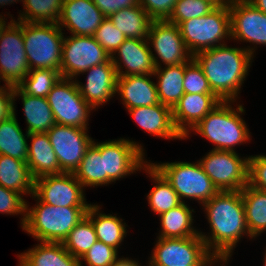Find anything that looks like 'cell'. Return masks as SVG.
<instances>
[{
    "mask_svg": "<svg viewBox=\"0 0 266 266\" xmlns=\"http://www.w3.org/2000/svg\"><path fill=\"white\" fill-rule=\"evenodd\" d=\"M202 209L211 231L207 235L199 230V235L208 251L227 266L241 238L254 240L248 232L241 191H219Z\"/></svg>",
    "mask_w": 266,
    "mask_h": 266,
    "instance_id": "obj_1",
    "label": "cell"
},
{
    "mask_svg": "<svg viewBox=\"0 0 266 266\" xmlns=\"http://www.w3.org/2000/svg\"><path fill=\"white\" fill-rule=\"evenodd\" d=\"M193 58L201 66L212 92L221 101L237 102L255 57L243 47L225 43L200 51Z\"/></svg>",
    "mask_w": 266,
    "mask_h": 266,
    "instance_id": "obj_2",
    "label": "cell"
},
{
    "mask_svg": "<svg viewBox=\"0 0 266 266\" xmlns=\"http://www.w3.org/2000/svg\"><path fill=\"white\" fill-rule=\"evenodd\" d=\"M234 102L221 101L189 131L184 140L189 139L193 132L211 142L214 145L212 150L237 152L235 146L248 143L252 138H250L251 132L242 118V115H245V108L242 104L237 105V103L235 108Z\"/></svg>",
    "mask_w": 266,
    "mask_h": 266,
    "instance_id": "obj_3",
    "label": "cell"
},
{
    "mask_svg": "<svg viewBox=\"0 0 266 266\" xmlns=\"http://www.w3.org/2000/svg\"><path fill=\"white\" fill-rule=\"evenodd\" d=\"M36 204L27 203L23 231L37 242H63L69 232L86 216L88 207H59L41 202L34 194Z\"/></svg>",
    "mask_w": 266,
    "mask_h": 266,
    "instance_id": "obj_4",
    "label": "cell"
},
{
    "mask_svg": "<svg viewBox=\"0 0 266 266\" xmlns=\"http://www.w3.org/2000/svg\"><path fill=\"white\" fill-rule=\"evenodd\" d=\"M26 57L31 69H54L61 73L64 32L56 23L22 22Z\"/></svg>",
    "mask_w": 266,
    "mask_h": 266,
    "instance_id": "obj_5",
    "label": "cell"
},
{
    "mask_svg": "<svg viewBox=\"0 0 266 266\" xmlns=\"http://www.w3.org/2000/svg\"><path fill=\"white\" fill-rule=\"evenodd\" d=\"M149 162L166 178L178 194L181 202L195 200L199 205L209 201L219 192L204 172L200 162ZM185 199V200H184Z\"/></svg>",
    "mask_w": 266,
    "mask_h": 266,
    "instance_id": "obj_6",
    "label": "cell"
},
{
    "mask_svg": "<svg viewBox=\"0 0 266 266\" xmlns=\"http://www.w3.org/2000/svg\"><path fill=\"white\" fill-rule=\"evenodd\" d=\"M179 30L189 52L196 53L231 40L229 5L215 7L202 17L181 22Z\"/></svg>",
    "mask_w": 266,
    "mask_h": 266,
    "instance_id": "obj_7",
    "label": "cell"
},
{
    "mask_svg": "<svg viewBox=\"0 0 266 266\" xmlns=\"http://www.w3.org/2000/svg\"><path fill=\"white\" fill-rule=\"evenodd\" d=\"M155 242L146 266H222L199 234L184 238L157 237Z\"/></svg>",
    "mask_w": 266,
    "mask_h": 266,
    "instance_id": "obj_8",
    "label": "cell"
},
{
    "mask_svg": "<svg viewBox=\"0 0 266 266\" xmlns=\"http://www.w3.org/2000/svg\"><path fill=\"white\" fill-rule=\"evenodd\" d=\"M226 150H210L198 160L219 191H241L248 184V159Z\"/></svg>",
    "mask_w": 266,
    "mask_h": 266,
    "instance_id": "obj_9",
    "label": "cell"
},
{
    "mask_svg": "<svg viewBox=\"0 0 266 266\" xmlns=\"http://www.w3.org/2000/svg\"><path fill=\"white\" fill-rule=\"evenodd\" d=\"M56 124L89 128L94 109L81 96L75 79L61 77L46 97Z\"/></svg>",
    "mask_w": 266,
    "mask_h": 266,
    "instance_id": "obj_10",
    "label": "cell"
},
{
    "mask_svg": "<svg viewBox=\"0 0 266 266\" xmlns=\"http://www.w3.org/2000/svg\"><path fill=\"white\" fill-rule=\"evenodd\" d=\"M111 59L109 53L93 36H64L61 59V76L77 79L82 72Z\"/></svg>",
    "mask_w": 266,
    "mask_h": 266,
    "instance_id": "obj_11",
    "label": "cell"
},
{
    "mask_svg": "<svg viewBox=\"0 0 266 266\" xmlns=\"http://www.w3.org/2000/svg\"><path fill=\"white\" fill-rule=\"evenodd\" d=\"M145 149L140 142L129 138L101 141V156H104V174L113 182L142 171L148 163ZM137 171V172H136Z\"/></svg>",
    "mask_w": 266,
    "mask_h": 266,
    "instance_id": "obj_12",
    "label": "cell"
},
{
    "mask_svg": "<svg viewBox=\"0 0 266 266\" xmlns=\"http://www.w3.org/2000/svg\"><path fill=\"white\" fill-rule=\"evenodd\" d=\"M0 37V80L17 86L30 71L23 41L22 22L9 20Z\"/></svg>",
    "mask_w": 266,
    "mask_h": 266,
    "instance_id": "obj_13",
    "label": "cell"
},
{
    "mask_svg": "<svg viewBox=\"0 0 266 266\" xmlns=\"http://www.w3.org/2000/svg\"><path fill=\"white\" fill-rule=\"evenodd\" d=\"M147 40L150 50L155 53L152 51L155 67L184 64L193 58L183 41L179 26L168 20L153 21Z\"/></svg>",
    "mask_w": 266,
    "mask_h": 266,
    "instance_id": "obj_14",
    "label": "cell"
},
{
    "mask_svg": "<svg viewBox=\"0 0 266 266\" xmlns=\"http://www.w3.org/2000/svg\"><path fill=\"white\" fill-rule=\"evenodd\" d=\"M74 173L44 175L34 179L33 194L43 203L59 207H89L86 193Z\"/></svg>",
    "mask_w": 266,
    "mask_h": 266,
    "instance_id": "obj_15",
    "label": "cell"
},
{
    "mask_svg": "<svg viewBox=\"0 0 266 266\" xmlns=\"http://www.w3.org/2000/svg\"><path fill=\"white\" fill-rule=\"evenodd\" d=\"M88 129L55 124L47 132L61 173H74L78 169L87 148L93 142Z\"/></svg>",
    "mask_w": 266,
    "mask_h": 266,
    "instance_id": "obj_16",
    "label": "cell"
},
{
    "mask_svg": "<svg viewBox=\"0 0 266 266\" xmlns=\"http://www.w3.org/2000/svg\"><path fill=\"white\" fill-rule=\"evenodd\" d=\"M229 11L231 41L249 42L244 48L255 57L257 46H266V14L250 2L229 3Z\"/></svg>",
    "mask_w": 266,
    "mask_h": 266,
    "instance_id": "obj_17",
    "label": "cell"
},
{
    "mask_svg": "<svg viewBox=\"0 0 266 266\" xmlns=\"http://www.w3.org/2000/svg\"><path fill=\"white\" fill-rule=\"evenodd\" d=\"M81 74L87 76L84 84L75 79L79 92L95 111L116 96L118 74L111 59Z\"/></svg>",
    "mask_w": 266,
    "mask_h": 266,
    "instance_id": "obj_18",
    "label": "cell"
},
{
    "mask_svg": "<svg viewBox=\"0 0 266 266\" xmlns=\"http://www.w3.org/2000/svg\"><path fill=\"white\" fill-rule=\"evenodd\" d=\"M105 18L92 0H64L57 24L69 34L93 36Z\"/></svg>",
    "mask_w": 266,
    "mask_h": 266,
    "instance_id": "obj_19",
    "label": "cell"
},
{
    "mask_svg": "<svg viewBox=\"0 0 266 266\" xmlns=\"http://www.w3.org/2000/svg\"><path fill=\"white\" fill-rule=\"evenodd\" d=\"M111 60L118 76L154 74L156 69L148 40L126 38Z\"/></svg>",
    "mask_w": 266,
    "mask_h": 266,
    "instance_id": "obj_20",
    "label": "cell"
},
{
    "mask_svg": "<svg viewBox=\"0 0 266 266\" xmlns=\"http://www.w3.org/2000/svg\"><path fill=\"white\" fill-rule=\"evenodd\" d=\"M220 102L215 94L184 93L172 109L176 130L184 138Z\"/></svg>",
    "mask_w": 266,
    "mask_h": 266,
    "instance_id": "obj_21",
    "label": "cell"
},
{
    "mask_svg": "<svg viewBox=\"0 0 266 266\" xmlns=\"http://www.w3.org/2000/svg\"><path fill=\"white\" fill-rule=\"evenodd\" d=\"M129 112L134 122L151 136L167 140H184L176 130L173 119L172 109L161 103L147 107H136L126 110Z\"/></svg>",
    "mask_w": 266,
    "mask_h": 266,
    "instance_id": "obj_22",
    "label": "cell"
},
{
    "mask_svg": "<svg viewBox=\"0 0 266 266\" xmlns=\"http://www.w3.org/2000/svg\"><path fill=\"white\" fill-rule=\"evenodd\" d=\"M152 77L153 74L118 76L116 94L127 110L160 103Z\"/></svg>",
    "mask_w": 266,
    "mask_h": 266,
    "instance_id": "obj_23",
    "label": "cell"
},
{
    "mask_svg": "<svg viewBox=\"0 0 266 266\" xmlns=\"http://www.w3.org/2000/svg\"><path fill=\"white\" fill-rule=\"evenodd\" d=\"M17 266H80V259L72 256L62 242H38L27 251L17 254Z\"/></svg>",
    "mask_w": 266,
    "mask_h": 266,
    "instance_id": "obj_24",
    "label": "cell"
},
{
    "mask_svg": "<svg viewBox=\"0 0 266 266\" xmlns=\"http://www.w3.org/2000/svg\"><path fill=\"white\" fill-rule=\"evenodd\" d=\"M28 139L27 165L34 179L44 176L61 174L57 156L50 143L47 133H30Z\"/></svg>",
    "mask_w": 266,
    "mask_h": 266,
    "instance_id": "obj_25",
    "label": "cell"
},
{
    "mask_svg": "<svg viewBox=\"0 0 266 266\" xmlns=\"http://www.w3.org/2000/svg\"><path fill=\"white\" fill-rule=\"evenodd\" d=\"M21 98L23 113L27 123L26 131L30 133H47L56 123L51 107L44 97L31 96L24 93L18 86L13 87V104Z\"/></svg>",
    "mask_w": 266,
    "mask_h": 266,
    "instance_id": "obj_26",
    "label": "cell"
},
{
    "mask_svg": "<svg viewBox=\"0 0 266 266\" xmlns=\"http://www.w3.org/2000/svg\"><path fill=\"white\" fill-rule=\"evenodd\" d=\"M100 206L102 205L92 203L88 207L86 216L91 220L95 228L97 239L119 251V247L128 234V225L123 221L124 219L116 214L101 212L102 207Z\"/></svg>",
    "mask_w": 266,
    "mask_h": 266,
    "instance_id": "obj_27",
    "label": "cell"
},
{
    "mask_svg": "<svg viewBox=\"0 0 266 266\" xmlns=\"http://www.w3.org/2000/svg\"><path fill=\"white\" fill-rule=\"evenodd\" d=\"M186 203L187 201L182 202L177 207L159 215L161 226L157 237L184 238L199 234V229L193 226L195 211Z\"/></svg>",
    "mask_w": 266,
    "mask_h": 266,
    "instance_id": "obj_28",
    "label": "cell"
},
{
    "mask_svg": "<svg viewBox=\"0 0 266 266\" xmlns=\"http://www.w3.org/2000/svg\"><path fill=\"white\" fill-rule=\"evenodd\" d=\"M185 63L172 66L156 67L153 78L156 79V88L159 102L171 109L184 95L183 82ZM157 76V77H156Z\"/></svg>",
    "mask_w": 266,
    "mask_h": 266,
    "instance_id": "obj_29",
    "label": "cell"
},
{
    "mask_svg": "<svg viewBox=\"0 0 266 266\" xmlns=\"http://www.w3.org/2000/svg\"><path fill=\"white\" fill-rule=\"evenodd\" d=\"M0 185L21 195H33L34 178L26 161L0 155Z\"/></svg>",
    "mask_w": 266,
    "mask_h": 266,
    "instance_id": "obj_30",
    "label": "cell"
},
{
    "mask_svg": "<svg viewBox=\"0 0 266 266\" xmlns=\"http://www.w3.org/2000/svg\"><path fill=\"white\" fill-rule=\"evenodd\" d=\"M143 170L154 184L147 194L148 205L154 214L159 216L182 203L171 184L150 162Z\"/></svg>",
    "mask_w": 266,
    "mask_h": 266,
    "instance_id": "obj_31",
    "label": "cell"
},
{
    "mask_svg": "<svg viewBox=\"0 0 266 266\" xmlns=\"http://www.w3.org/2000/svg\"><path fill=\"white\" fill-rule=\"evenodd\" d=\"M74 175L84 189L107 186L113 183L107 174H104V156H101V142H95L93 139Z\"/></svg>",
    "mask_w": 266,
    "mask_h": 266,
    "instance_id": "obj_32",
    "label": "cell"
},
{
    "mask_svg": "<svg viewBox=\"0 0 266 266\" xmlns=\"http://www.w3.org/2000/svg\"><path fill=\"white\" fill-rule=\"evenodd\" d=\"M16 114V106L13 104V115L9 119L0 122V155L26 161L29 133L27 131L25 134L23 133Z\"/></svg>",
    "mask_w": 266,
    "mask_h": 266,
    "instance_id": "obj_33",
    "label": "cell"
},
{
    "mask_svg": "<svg viewBox=\"0 0 266 266\" xmlns=\"http://www.w3.org/2000/svg\"><path fill=\"white\" fill-rule=\"evenodd\" d=\"M126 38L147 40L152 22L148 13L138 4L123 8L108 17Z\"/></svg>",
    "mask_w": 266,
    "mask_h": 266,
    "instance_id": "obj_34",
    "label": "cell"
},
{
    "mask_svg": "<svg viewBox=\"0 0 266 266\" xmlns=\"http://www.w3.org/2000/svg\"><path fill=\"white\" fill-rule=\"evenodd\" d=\"M246 223L250 236L255 240L266 231V191L246 185L241 190Z\"/></svg>",
    "mask_w": 266,
    "mask_h": 266,
    "instance_id": "obj_35",
    "label": "cell"
},
{
    "mask_svg": "<svg viewBox=\"0 0 266 266\" xmlns=\"http://www.w3.org/2000/svg\"><path fill=\"white\" fill-rule=\"evenodd\" d=\"M63 4L64 0H24L16 21L57 24Z\"/></svg>",
    "mask_w": 266,
    "mask_h": 266,
    "instance_id": "obj_36",
    "label": "cell"
},
{
    "mask_svg": "<svg viewBox=\"0 0 266 266\" xmlns=\"http://www.w3.org/2000/svg\"><path fill=\"white\" fill-rule=\"evenodd\" d=\"M95 228L85 216L62 242L65 249L75 258L80 259L97 241Z\"/></svg>",
    "mask_w": 266,
    "mask_h": 266,
    "instance_id": "obj_37",
    "label": "cell"
},
{
    "mask_svg": "<svg viewBox=\"0 0 266 266\" xmlns=\"http://www.w3.org/2000/svg\"><path fill=\"white\" fill-rule=\"evenodd\" d=\"M61 77L54 69H31L17 86L28 95L46 98Z\"/></svg>",
    "mask_w": 266,
    "mask_h": 266,
    "instance_id": "obj_38",
    "label": "cell"
},
{
    "mask_svg": "<svg viewBox=\"0 0 266 266\" xmlns=\"http://www.w3.org/2000/svg\"><path fill=\"white\" fill-rule=\"evenodd\" d=\"M214 8L207 0H177L168 21L179 25L183 21L205 16Z\"/></svg>",
    "mask_w": 266,
    "mask_h": 266,
    "instance_id": "obj_39",
    "label": "cell"
},
{
    "mask_svg": "<svg viewBox=\"0 0 266 266\" xmlns=\"http://www.w3.org/2000/svg\"><path fill=\"white\" fill-rule=\"evenodd\" d=\"M183 89L191 94H214L201 66L192 58L185 63Z\"/></svg>",
    "mask_w": 266,
    "mask_h": 266,
    "instance_id": "obj_40",
    "label": "cell"
},
{
    "mask_svg": "<svg viewBox=\"0 0 266 266\" xmlns=\"http://www.w3.org/2000/svg\"><path fill=\"white\" fill-rule=\"evenodd\" d=\"M119 251L114 247L97 240L80 258V266H113L119 259Z\"/></svg>",
    "mask_w": 266,
    "mask_h": 266,
    "instance_id": "obj_41",
    "label": "cell"
},
{
    "mask_svg": "<svg viewBox=\"0 0 266 266\" xmlns=\"http://www.w3.org/2000/svg\"><path fill=\"white\" fill-rule=\"evenodd\" d=\"M27 200L23 195L0 185V213L21 216L20 228H24L26 221Z\"/></svg>",
    "mask_w": 266,
    "mask_h": 266,
    "instance_id": "obj_42",
    "label": "cell"
},
{
    "mask_svg": "<svg viewBox=\"0 0 266 266\" xmlns=\"http://www.w3.org/2000/svg\"><path fill=\"white\" fill-rule=\"evenodd\" d=\"M93 37L110 56L116 52L126 39L123 33L114 26L108 17H106L96 29Z\"/></svg>",
    "mask_w": 266,
    "mask_h": 266,
    "instance_id": "obj_43",
    "label": "cell"
},
{
    "mask_svg": "<svg viewBox=\"0 0 266 266\" xmlns=\"http://www.w3.org/2000/svg\"><path fill=\"white\" fill-rule=\"evenodd\" d=\"M248 185L255 189L266 191V155H249Z\"/></svg>",
    "mask_w": 266,
    "mask_h": 266,
    "instance_id": "obj_44",
    "label": "cell"
},
{
    "mask_svg": "<svg viewBox=\"0 0 266 266\" xmlns=\"http://www.w3.org/2000/svg\"><path fill=\"white\" fill-rule=\"evenodd\" d=\"M177 0H139V5L155 20H168Z\"/></svg>",
    "mask_w": 266,
    "mask_h": 266,
    "instance_id": "obj_45",
    "label": "cell"
},
{
    "mask_svg": "<svg viewBox=\"0 0 266 266\" xmlns=\"http://www.w3.org/2000/svg\"><path fill=\"white\" fill-rule=\"evenodd\" d=\"M105 17L111 16L123 8L139 4V0H92Z\"/></svg>",
    "mask_w": 266,
    "mask_h": 266,
    "instance_id": "obj_46",
    "label": "cell"
},
{
    "mask_svg": "<svg viewBox=\"0 0 266 266\" xmlns=\"http://www.w3.org/2000/svg\"><path fill=\"white\" fill-rule=\"evenodd\" d=\"M13 115V87L2 85L0 88V122Z\"/></svg>",
    "mask_w": 266,
    "mask_h": 266,
    "instance_id": "obj_47",
    "label": "cell"
},
{
    "mask_svg": "<svg viewBox=\"0 0 266 266\" xmlns=\"http://www.w3.org/2000/svg\"><path fill=\"white\" fill-rule=\"evenodd\" d=\"M138 260L121 256L113 266H142Z\"/></svg>",
    "mask_w": 266,
    "mask_h": 266,
    "instance_id": "obj_48",
    "label": "cell"
},
{
    "mask_svg": "<svg viewBox=\"0 0 266 266\" xmlns=\"http://www.w3.org/2000/svg\"><path fill=\"white\" fill-rule=\"evenodd\" d=\"M6 14H0V37H1V34L3 32V30L5 29V27L10 23V22H7V17L10 16V20H15L14 18H12V14L7 13L6 17H5ZM6 20V21H5Z\"/></svg>",
    "mask_w": 266,
    "mask_h": 266,
    "instance_id": "obj_49",
    "label": "cell"
},
{
    "mask_svg": "<svg viewBox=\"0 0 266 266\" xmlns=\"http://www.w3.org/2000/svg\"><path fill=\"white\" fill-rule=\"evenodd\" d=\"M250 3L266 14V0H251Z\"/></svg>",
    "mask_w": 266,
    "mask_h": 266,
    "instance_id": "obj_50",
    "label": "cell"
},
{
    "mask_svg": "<svg viewBox=\"0 0 266 266\" xmlns=\"http://www.w3.org/2000/svg\"><path fill=\"white\" fill-rule=\"evenodd\" d=\"M207 1H209L210 3H212L215 7L229 5V0H207Z\"/></svg>",
    "mask_w": 266,
    "mask_h": 266,
    "instance_id": "obj_51",
    "label": "cell"
},
{
    "mask_svg": "<svg viewBox=\"0 0 266 266\" xmlns=\"http://www.w3.org/2000/svg\"><path fill=\"white\" fill-rule=\"evenodd\" d=\"M19 1H20V3L22 2V3H24V0H0V7L1 6H5V5H11L12 3L14 4V3H16V2H18L19 3Z\"/></svg>",
    "mask_w": 266,
    "mask_h": 266,
    "instance_id": "obj_52",
    "label": "cell"
},
{
    "mask_svg": "<svg viewBox=\"0 0 266 266\" xmlns=\"http://www.w3.org/2000/svg\"><path fill=\"white\" fill-rule=\"evenodd\" d=\"M251 0H229V3L232 2H250Z\"/></svg>",
    "mask_w": 266,
    "mask_h": 266,
    "instance_id": "obj_53",
    "label": "cell"
},
{
    "mask_svg": "<svg viewBox=\"0 0 266 266\" xmlns=\"http://www.w3.org/2000/svg\"><path fill=\"white\" fill-rule=\"evenodd\" d=\"M265 253H264V258H263V266H266V247H265Z\"/></svg>",
    "mask_w": 266,
    "mask_h": 266,
    "instance_id": "obj_54",
    "label": "cell"
}]
</instances>
